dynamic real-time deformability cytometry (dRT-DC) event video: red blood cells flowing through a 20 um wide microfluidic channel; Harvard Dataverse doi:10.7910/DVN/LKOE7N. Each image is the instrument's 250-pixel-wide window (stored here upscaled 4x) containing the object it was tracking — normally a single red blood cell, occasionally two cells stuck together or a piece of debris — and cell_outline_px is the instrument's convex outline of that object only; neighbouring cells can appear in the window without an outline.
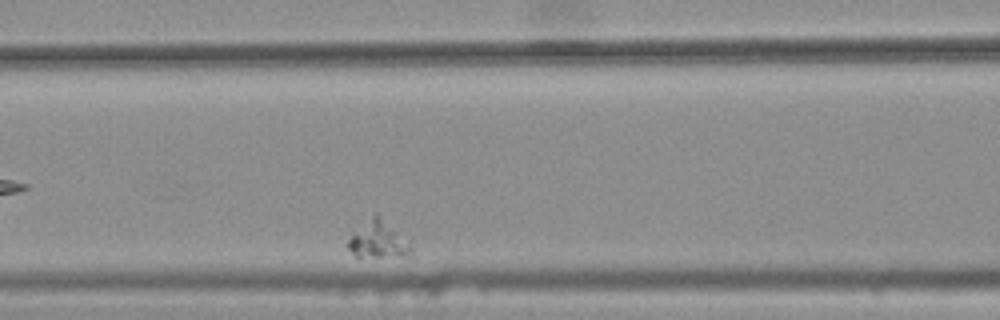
{"species": "common noctule bat (a hibernating species)", "species_latin": "Nyctalus noctula", "temperature_condition": "warm", "stored_images_in_passage": 36, "camera_frame_rate_fps": 3000, "um_per_image_px": 0.085, "animal": {"sex": "female", "body_mass_g": 25.1}, "frame": {"image": 1, "passage_image": 12, "time_ms": 3.667, "image_size_px": [1000, 320], "cell_outline_px": [[416, 260], [412, 260], [356, 256], [348, 248], [348, 240], [376, 212], [408, 244]], "centroid_in_image_um": [32.24, 20.51], "position_along_channel_um": 134.4, "area_um2": 13.47}}
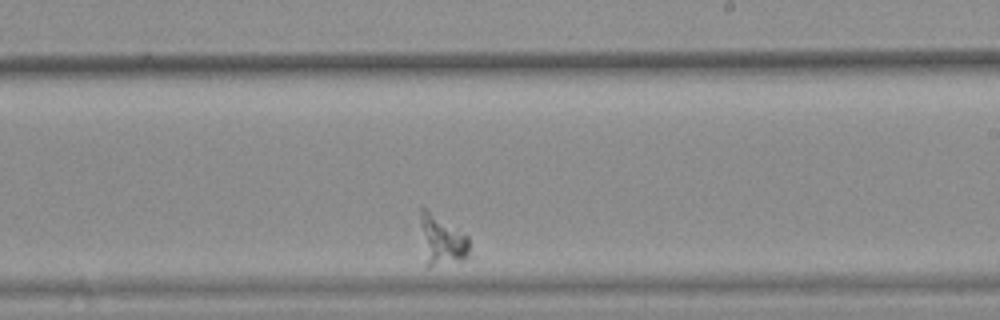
{"frame": {"image": 2, "passage_image": 24, "time_ms": 7.667, "image_size_px": [1000, 320], "cell_outline_px": [[472, 256], [460, 260], [428, 268], [424, 264], [420, 224], [420, 208], [424, 208], [468, 236]], "centroid_in_image_um": [37.55, 20.49], "position_along_channel_um": 251.5, "area_um2": 14.45}}
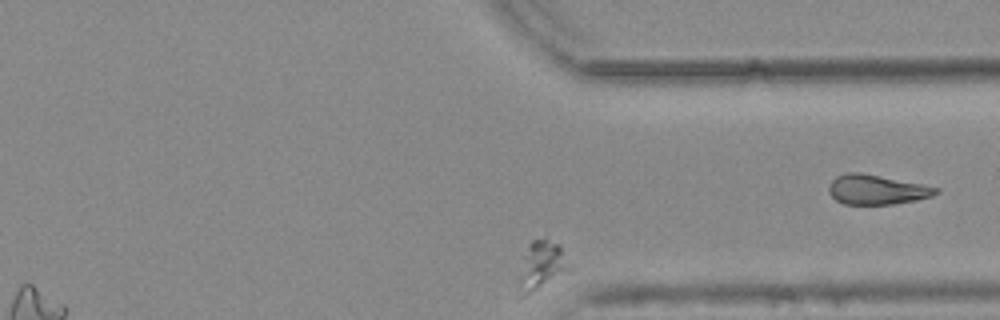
{"frame": {"image": 3, "passage_image": 35, "time_ms": 11.333, "image_size_px": [1000, 320], "cell_outline_px": [[572, 268], [524, 296], [520, 296], [520, 284], [524, 256], [528, 244], [532, 240], [544, 240], [560, 244]], "centroid_in_image_um": [46.08, 22.52], "position_along_channel_um": 365.3, "area_um2": 13.35}}